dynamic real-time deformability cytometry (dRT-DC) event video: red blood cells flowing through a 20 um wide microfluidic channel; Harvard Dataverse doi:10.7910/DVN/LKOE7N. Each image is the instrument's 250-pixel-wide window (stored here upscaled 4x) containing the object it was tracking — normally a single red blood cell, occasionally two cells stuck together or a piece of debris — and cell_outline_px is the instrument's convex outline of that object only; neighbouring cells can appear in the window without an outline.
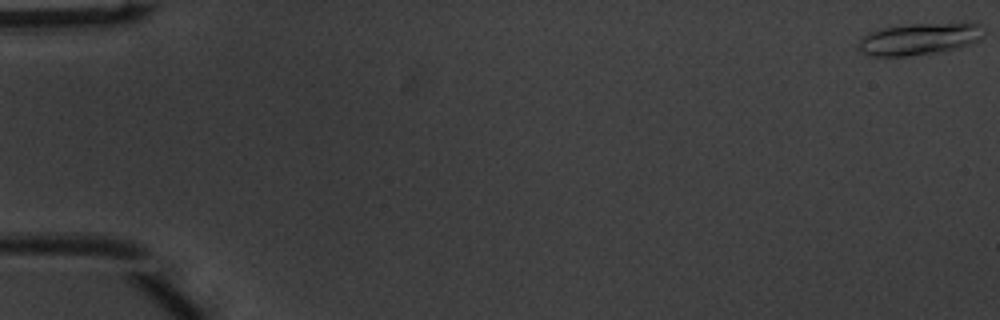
{"species": "common noctule bat (a hibernating species)", "species_latin": "Nyctalus noctula", "temperature_condition": "warm", "stored_images_in_passage": 52, "camera_frame_rate_fps": 3000, "um_per_image_px": 0.085, "animal": {"sex": "male", "body_mass_g": 20.1, "forearm_length_mm": 53.5}, "frame": {"image": 1, "passage_image": 1, "time_ms": 0.0, "image_size_px": [1000, 320], "cell_outline_px": [[984, 36], [980, 40], [956, 48], [936, 52], [908, 56], [872, 56], [860, 52], [856, 44], [864, 36], [880, 28], [912, 24], [972, 20], [980, 24], [984, 32]], "centroid_in_image_um": [78.22, 3.27], "position_along_channel_um": 6.8, "area_um2": 23.87}}
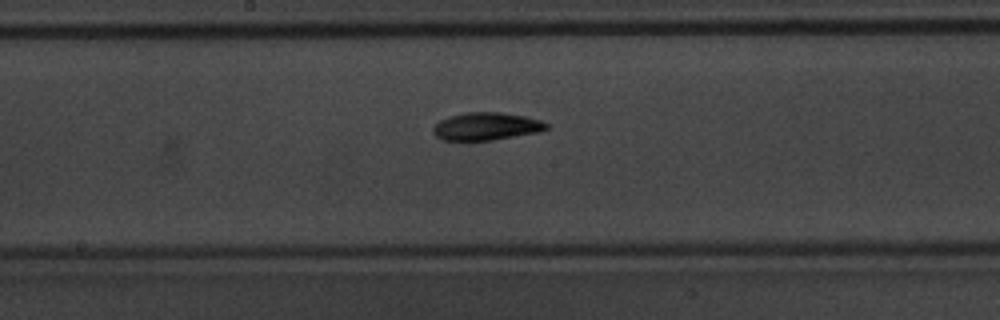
{"frame": {"image": 2, "passage_image": 28, "time_ms": 9.0, "image_size_px": [1000, 320], "cell_outline_px": [[548, 128], [540, 132], [492, 140], [440, 140], [432, 132], [432, 128], [440, 120], [464, 112], [500, 112], [524, 116], [540, 120], [548, 124]], "centroid_in_image_um": [41.33, 10.74], "position_along_channel_um": 206.9, "area_um2": 18.26}}
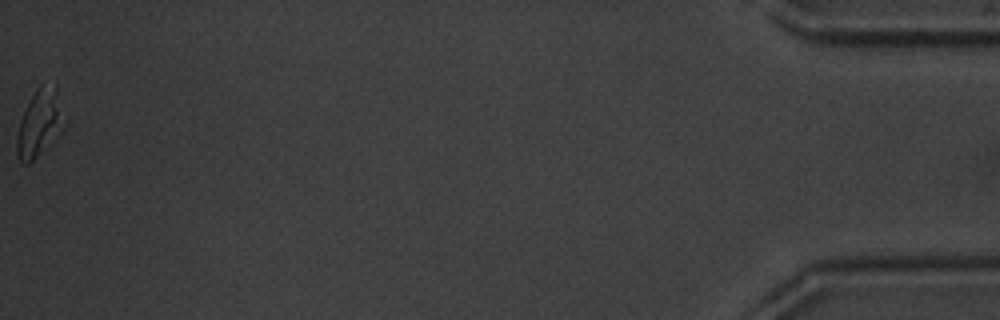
{"frame": {"image": 3, "passage_image": 52, "time_ms": 17.0, "image_size_px": [1000, 320], "cell_outline_px": [[68, 124], [28, 164], [24, 164], [16, 156], [16, 140], [20, 120], [36, 88], [40, 84], [56, 84], [68, 120]], "centroid_in_image_um": [3.42, 10.4], "position_along_channel_um": 431.8, "area_um2": 18.79}, "authors_computed_cell_mechanics": {"area_um2": 18.1203, "velocity_mm_per_s": 3.9789, "shape_relaxation_time_tau1_ms": 4.9003, "shape_relaxation_time_tau2_ms": 6.2789, "deformation_change_tau1": 0.1558, "deformation_change_tau2": 0.1346}}